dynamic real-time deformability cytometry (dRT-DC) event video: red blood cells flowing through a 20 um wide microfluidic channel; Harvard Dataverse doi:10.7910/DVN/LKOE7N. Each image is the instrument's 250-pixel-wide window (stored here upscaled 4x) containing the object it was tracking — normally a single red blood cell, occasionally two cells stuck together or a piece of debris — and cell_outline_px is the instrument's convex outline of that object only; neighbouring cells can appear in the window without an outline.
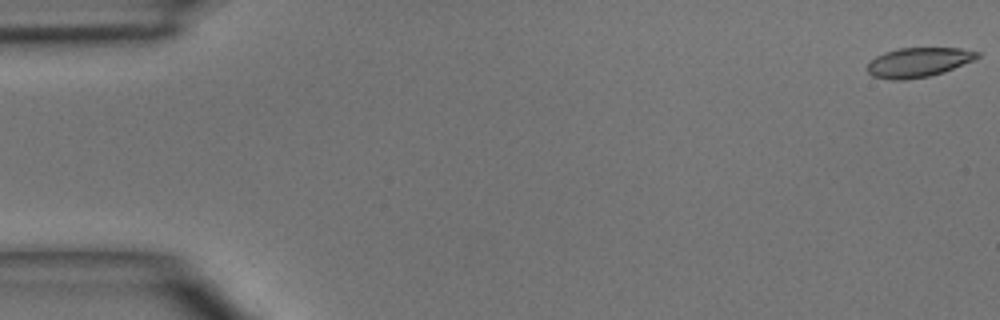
{"species": "common noctule bat (a hibernating species)", "species_latin": "Nyctalus noctula", "temperature_condition": "room temperature", "stored_images_in_passage": 5, "camera_frame_rate_fps": 3000, "um_per_image_px": 0.085, "animal": {"sex": "male", "body_mass_g": 15.6}, "frame": {"image": 1, "passage_image": 1, "time_ms": 0.0, "image_size_px": [1000, 320], "cell_outline_px": [[980, 56], [972, 60], [944, 72], [928, 76], [904, 80], [892, 80], [872, 76], [868, 72], [868, 64], [876, 56], [884, 52], [900, 48], [960, 48], [980, 52]], "centroid_in_image_um": [78.05, 5.29], "position_along_channel_um": 6.9, "area_um2": 18.73}}
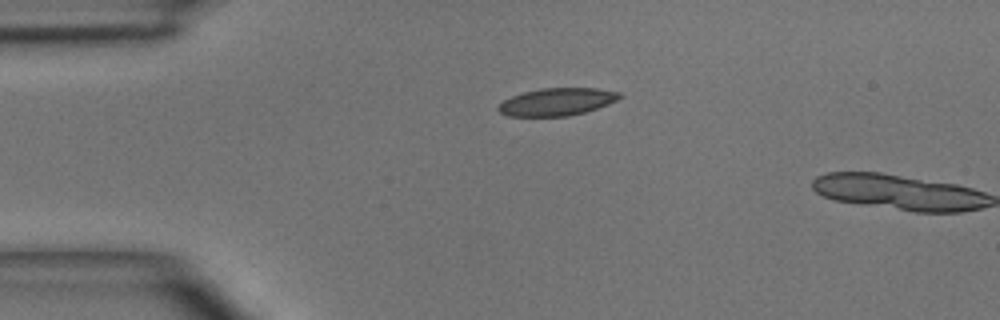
{"frame": {"image": 2, "passage_image": 4, "time_ms": 3.333, "image_size_px": [1000, 320], "cell_outline_px": [[624, 96], [608, 104], [584, 112], [568, 116], [508, 116], [500, 112], [496, 108], [504, 100], [512, 96], [524, 92], [540, 88], [596, 88], [620, 92]], "centroid_in_image_um": [47.35, 8.65], "position_along_channel_um": 37.7, "area_um2": 19.36}}